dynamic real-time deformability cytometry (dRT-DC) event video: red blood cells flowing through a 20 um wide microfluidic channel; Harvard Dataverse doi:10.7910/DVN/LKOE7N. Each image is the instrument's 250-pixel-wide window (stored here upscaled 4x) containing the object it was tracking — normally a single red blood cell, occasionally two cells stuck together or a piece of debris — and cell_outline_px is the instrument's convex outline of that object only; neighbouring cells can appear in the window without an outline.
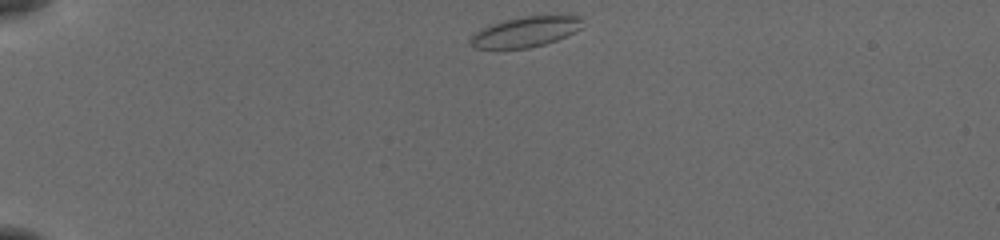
{"species": "common noctule bat (a hibernating species)", "species_latin": "Nyctalus noctula", "temperature_condition": "cold", "stored_images_in_passage": 42, "camera_frame_rate_fps": 3000, "um_per_image_px": 0.085, "animal": {"sex": "female", "body_mass_g": 19.5, "forearm_length_mm": 54.1}, "frame": {"image": 1, "passage_image": 1, "time_ms": 0.0, "image_size_px": [1000, 240], "cell_outline_px": [[580, 28], [556, 40], [544, 44], [528, 48], [476, 48], [472, 44], [472, 36], [476, 32], [492, 24], [524, 16], [580, 16]], "centroid_in_image_um": [44.66, 2.71], "position_along_channel_um": 40.3, "area_um2": 18.9}}
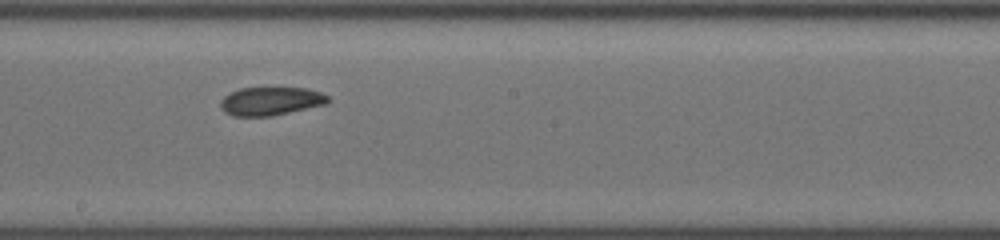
{"frame": {"image": 2, "passage_image": 20, "time_ms": 6.333, "image_size_px": [1000, 240], "cell_outline_px": [[328, 100], [324, 104], [268, 116], [236, 116], [224, 112], [220, 108], [220, 100], [224, 96], [240, 88], [308, 88], [320, 92], [328, 96]], "centroid_in_image_um": [22.95, 8.59], "position_along_channel_um": 225.2, "area_um2": 17.4}}
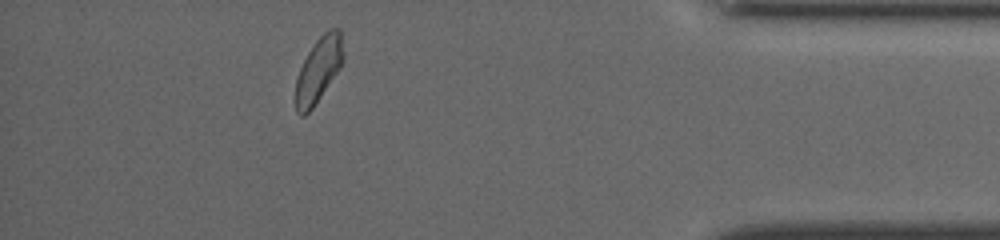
{"frame": {"image": 3, "passage_image": 37, "time_ms": 12.0, "image_size_px": [1000, 240], "cell_outline_px": [[344, 60], [340, 68], [312, 108], [304, 116], [300, 116], [296, 112], [296, 80], [300, 68], [308, 52], [316, 40], [328, 28], [340, 28], [344, 56]], "centroid_in_image_um": [27.09, 5.9], "position_along_channel_um": 408.1, "area_um2": 17.92}, "authors_computed_cell_mechanics": {"area_um2": 18.1203, "velocity_mm_per_s": 3.838, "shape_relaxation_time_tau1_ms": 4.9494, "shape_relaxation_time_tau2_ms": 2.4762, "deformation_change_tau1": 0.111, "deformation_change_tau2": 0.0728}}